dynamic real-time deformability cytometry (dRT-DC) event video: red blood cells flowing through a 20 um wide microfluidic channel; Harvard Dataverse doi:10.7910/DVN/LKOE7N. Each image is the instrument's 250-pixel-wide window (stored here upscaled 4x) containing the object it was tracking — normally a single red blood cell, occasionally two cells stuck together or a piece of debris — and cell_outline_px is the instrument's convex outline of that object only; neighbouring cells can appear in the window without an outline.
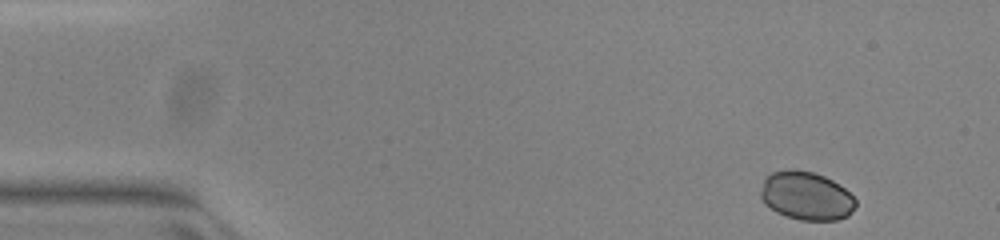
{"species": "common noctule bat (a hibernating species)", "species_latin": "Nyctalus noctula", "temperature_condition": "warm", "stored_images_in_passage": 49, "camera_frame_rate_fps": 3000, "um_per_image_px": 0.085, "animal": {"sex": "female", "body_mass_g": 23.0, "forearm_length_mm": 53.4}, "frame": {"image": 1, "passage_image": 2, "time_ms": 0.333, "image_size_px": [1000, 240], "cell_outline_px": [[856, 204], [848, 216], [836, 220], [800, 220], [776, 212], [764, 204], [760, 196], [760, 192], [764, 180], [772, 172], [792, 168], [812, 172], [824, 176], [832, 180], [844, 188], [856, 200]], "centroid_in_image_um": [68.52, 16.64], "position_along_channel_um": 16.5, "area_um2": 26.7}}
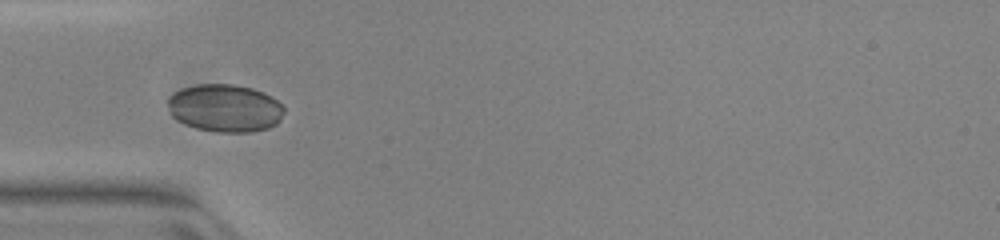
{"frame": {"image": 2, "passage_image": 14, "time_ms": 4.333, "image_size_px": [1000, 240], "cell_outline_px": [[284, 112], [280, 120], [276, 124], [268, 128], [252, 132], [216, 132], [196, 128], [184, 124], [176, 120], [172, 116], [168, 104], [168, 96], [180, 88], [196, 84], [232, 84], [252, 88], [276, 100], [284, 108]], "centroid_in_image_um": [19.08, 9.19], "position_along_channel_um": 65.9, "area_um2": 32.37}}
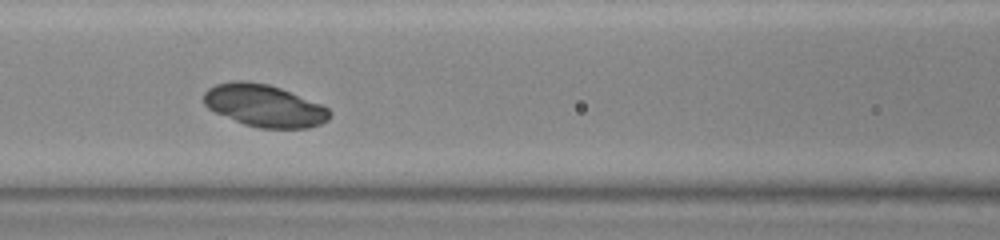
{"frame": {"image": 3, "passage_image": 20, "time_ms": 6.333, "image_size_px": [1000, 240], "cell_outline_px": [[332, 116], [328, 120], [320, 124], [308, 128], [260, 128], [244, 124], [216, 112], [208, 108], [204, 104], [204, 92], [208, 88], [216, 84], [232, 80], [244, 80], [268, 84], [280, 88], [320, 104], [328, 108], [332, 112]], "centroid_in_image_um": [22.46, 8.97], "position_along_channel_um": 144.1, "area_um2": 30.92}}